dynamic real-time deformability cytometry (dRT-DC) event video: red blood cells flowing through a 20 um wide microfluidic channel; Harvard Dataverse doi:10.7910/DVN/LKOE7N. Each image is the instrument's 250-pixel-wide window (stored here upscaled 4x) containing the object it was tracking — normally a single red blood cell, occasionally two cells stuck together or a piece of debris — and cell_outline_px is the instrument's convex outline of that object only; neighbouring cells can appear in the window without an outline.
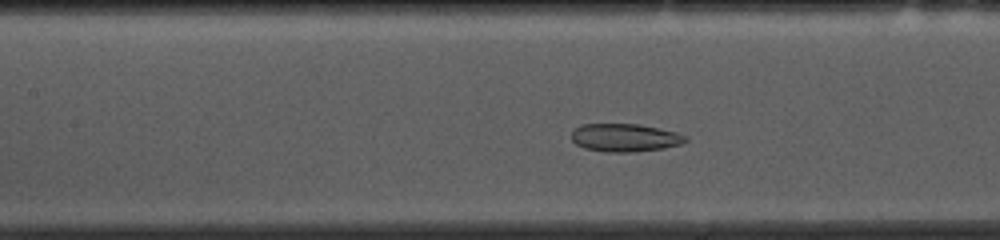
{"species": "common noctule bat (a hibernating species)", "species_latin": "Nyctalus noctula", "temperature_condition": "cold", "stored_images_in_passage": 42, "camera_frame_rate_fps": 3000, "um_per_image_px": 0.085, "animal": {"sex": "female", "body_mass_g": 10.0, "forearm_length_mm": 53.1}, "frame": {"image": 1, "passage_image": 18, "time_ms": 5.667, "image_size_px": [1000, 240], "cell_outline_px": [[688, 140], [680, 144], [664, 148], [636, 152], [608, 152], [584, 148], [576, 144], [572, 140], [572, 132], [576, 128], [584, 124], [640, 124], [660, 128], [676, 132], [688, 136]], "centroid_in_image_um": [53.15, 11.7], "position_along_channel_um": 154.2, "area_um2": 18.67}}
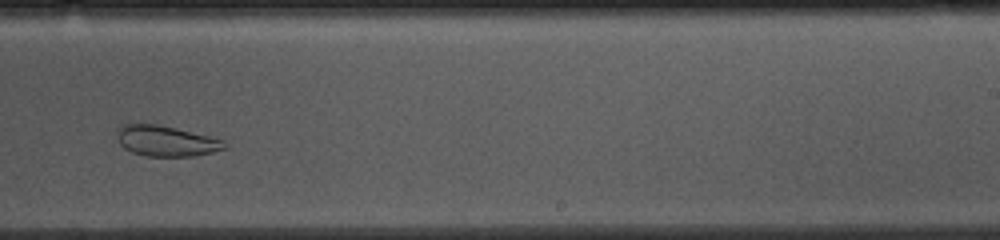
{"frame": {"image": 2, "passage_image": 28, "time_ms": 9.0, "image_size_px": [1000, 240], "cell_outline_px": [[228, 148], [196, 156], [144, 156], [132, 152], [124, 148], [120, 144], [116, 136], [120, 128], [124, 124], [136, 120], [176, 128], [224, 140], [228, 144]], "centroid_in_image_um": [14.09, 11.96], "position_along_channel_um": 274.9, "area_um2": 19.59}}
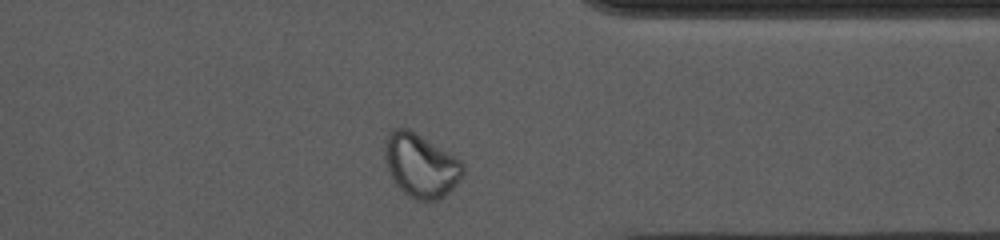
{"frame": {"image": 3, "passage_image": 37, "time_ms": 12.0, "image_size_px": [1000, 240], "cell_outline_px": [[464, 176], [444, 196], [436, 200], [420, 200], [404, 192], [396, 184], [384, 160], [384, 136], [392, 128], [408, 128], [460, 160], [464, 164]], "centroid_in_image_um": [35.74, 14.03], "position_along_channel_um": 375.7, "area_um2": 28.67}, "authors_computed_cell_mechanics": {"area_um2": 22.2241, "velocity_mm_per_s": 3.6226, "shape_relaxation_time_tau1_ms": null, "shape_relaxation_time_tau2_ms": 2.4009, "deformation_change_tau1": null, "deformation_change_tau2": 0.0688}}